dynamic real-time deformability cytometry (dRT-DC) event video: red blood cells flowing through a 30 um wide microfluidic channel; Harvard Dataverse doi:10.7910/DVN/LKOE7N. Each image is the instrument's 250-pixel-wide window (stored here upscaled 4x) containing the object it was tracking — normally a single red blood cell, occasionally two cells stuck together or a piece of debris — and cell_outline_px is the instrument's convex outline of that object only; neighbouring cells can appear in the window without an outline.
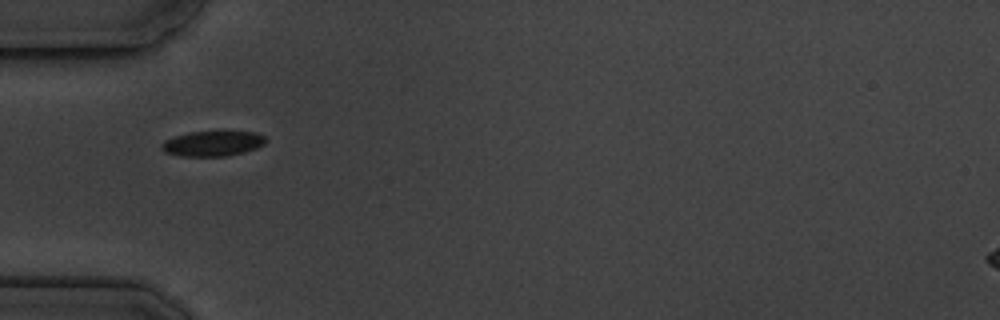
{"species": "common noctule bat (a hibernating species)", "species_latin": "Nyctalus noctula", "temperature_condition": "cold", "stored_images_in_passage": 2, "camera_frame_rate_fps": 3000, "um_per_image_px": 0.085, "animal": {"sex": "male", "body_mass_g": 19.5, "forearm_length_mm": 54.6}, "frame": {"image": 1, "passage_image": 1, "time_ms": 0.0, "image_size_px": [1000, 320], "cell_outline_px": [[264, 144], [256, 148], [244, 152], [228, 156], [180, 156], [164, 152], [160, 148], [160, 144], [164, 140], [188, 132], [220, 128], [256, 132], [264, 136]], "centroid_in_image_um": [18.07, 12.14], "position_along_channel_um": 66.9, "area_um2": 16.18}}